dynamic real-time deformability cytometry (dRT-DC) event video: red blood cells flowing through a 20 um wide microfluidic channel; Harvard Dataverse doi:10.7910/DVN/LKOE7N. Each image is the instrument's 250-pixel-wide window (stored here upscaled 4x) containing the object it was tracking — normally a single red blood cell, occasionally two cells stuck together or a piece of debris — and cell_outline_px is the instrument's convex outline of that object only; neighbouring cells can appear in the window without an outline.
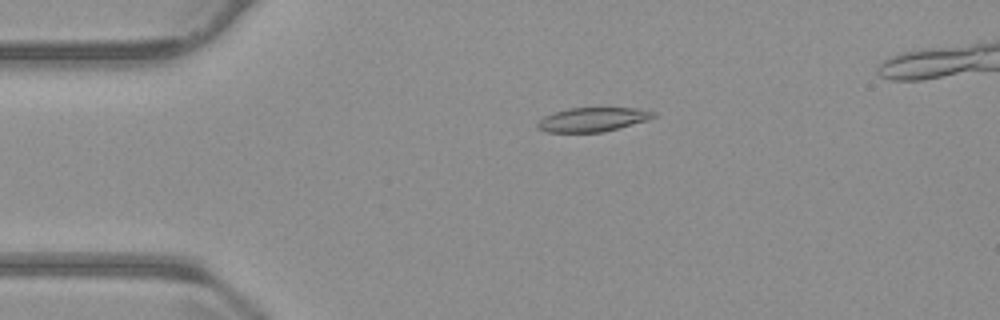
{"species": "common noctule bat (a hibernating species)", "species_latin": "Nyctalus noctula", "temperature_condition": "warm", "stored_images_in_passage": 53, "camera_frame_rate_fps": 3000, "um_per_image_px": 0.085, "animal": {"sex": "male", "body_mass_g": 23.1, "forearm_length_mm": 52.7}, "frame": {"image": 1, "passage_image": 12, "time_ms": 3.667, "image_size_px": [1000, 320], "cell_outline_px": [[656, 116], [648, 120], [604, 132], [548, 132], [536, 128], [536, 124], [544, 116], [568, 108], [636, 108], [656, 112]], "centroid_in_image_um": [50.38, 10.16], "position_along_channel_um": 34.6, "area_um2": 16.24}}
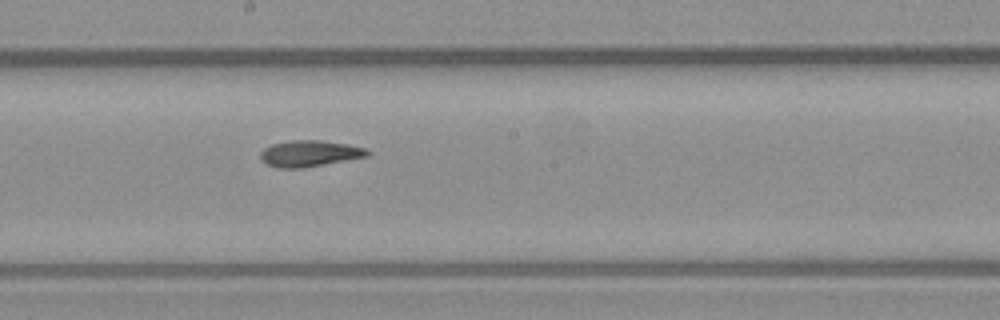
{"frame": {"image": 2, "passage_image": 30, "time_ms": 9.667, "image_size_px": [1000, 320], "cell_outline_px": [[372, 152], [368, 156], [300, 168], [276, 168], [264, 164], [260, 160], [260, 152], [264, 148], [272, 144], [292, 140], [320, 140], [348, 144], [368, 148]], "centroid_in_image_um": [26.29, 13.04], "position_along_channel_um": 221.9, "area_um2": 16.47}}
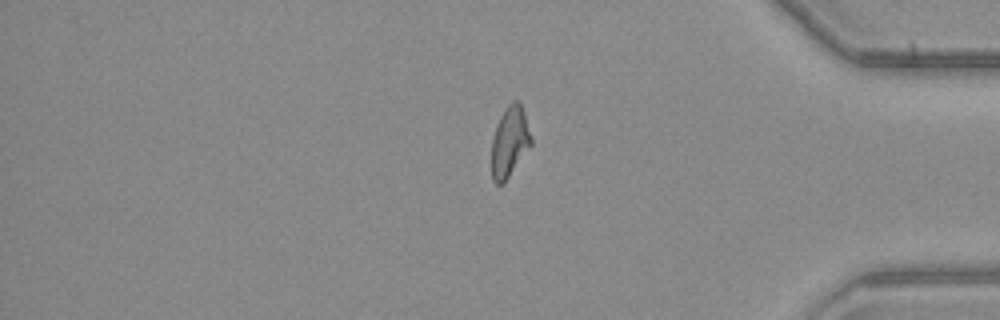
{"frame": {"image": 3, "passage_image": 46, "time_ms": 15.0, "image_size_px": [1000, 320], "cell_outline_px": [[532, 144], [508, 176], [500, 184], [496, 184], [492, 180], [492, 140], [496, 124], [504, 108], [512, 100], [516, 100], [520, 104], [524, 112], [532, 136]], "centroid_in_image_um": [43.32, 12.0], "position_along_channel_um": 391.9, "area_um2": 16.07}}